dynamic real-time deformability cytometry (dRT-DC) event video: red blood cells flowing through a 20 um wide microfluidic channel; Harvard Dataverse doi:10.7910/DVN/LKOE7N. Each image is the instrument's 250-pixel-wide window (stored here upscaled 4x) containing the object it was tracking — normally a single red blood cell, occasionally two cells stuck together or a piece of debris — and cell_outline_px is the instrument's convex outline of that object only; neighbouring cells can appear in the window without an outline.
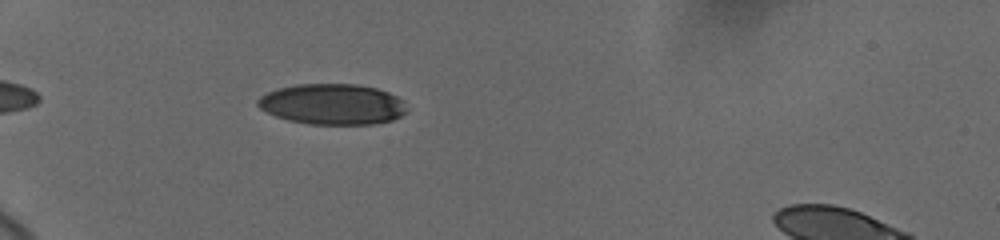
{"species": "human", "species_latin": "Homo sapiens", "temperature_condition": "cold", "stored_images_in_passage": 19, "camera_frame_rate_fps": 3000, "um_per_image_px": 0.085, "donor": {"sex": "female"}, "frame": {"image": 1, "passage_image": 11, "time_ms": 6.667, "image_size_px": [1000, 240], "cell_outline_px": [[404, 112], [400, 116], [392, 120], [372, 124], [308, 124], [288, 120], [276, 116], [260, 108], [256, 104], [256, 100], [260, 96], [276, 88], [296, 84], [356, 84], [376, 88], [388, 92], [404, 100]], "centroid_in_image_um": [28.22, 8.85], "position_along_channel_um": 56.8, "area_um2": 35.32}}
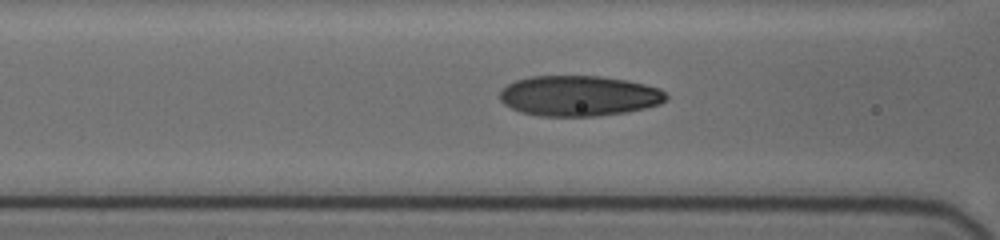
{"frame": {"image": 2, "passage_image": 17, "time_ms": 9.0, "image_size_px": [1000, 240], "cell_outline_px": [[668, 100], [660, 104], [644, 108], [624, 112], [596, 116], [540, 116], [520, 112], [504, 104], [500, 100], [500, 92], [508, 84], [516, 80], [532, 76], [600, 76], [628, 80], [660, 88], [668, 96]], "centroid_in_image_um": [49.22, 8.14], "position_along_channel_um": 117.4, "area_um2": 39.25}}
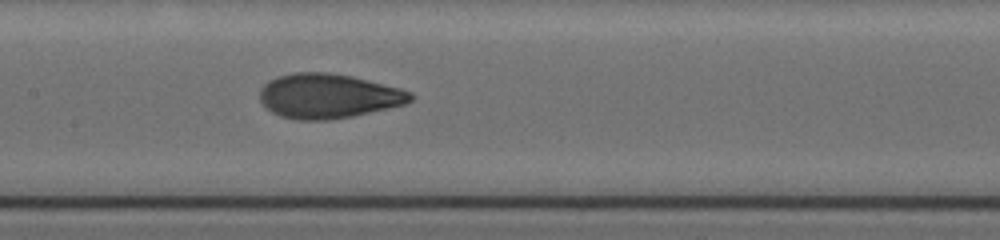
{"frame": {"image": 3, "passage_image": 19, "time_ms": 10.667, "image_size_px": [1000, 240], "cell_outline_px": [[412, 100], [404, 104], [352, 116], [328, 120], [300, 120], [280, 116], [272, 112], [260, 100], [260, 88], [268, 80], [276, 76], [292, 72], [328, 72], [352, 76], [400, 88], [412, 92]], "centroid_in_image_um": [27.87, 8.15], "position_along_channel_um": 179.5, "area_um2": 39.07}}